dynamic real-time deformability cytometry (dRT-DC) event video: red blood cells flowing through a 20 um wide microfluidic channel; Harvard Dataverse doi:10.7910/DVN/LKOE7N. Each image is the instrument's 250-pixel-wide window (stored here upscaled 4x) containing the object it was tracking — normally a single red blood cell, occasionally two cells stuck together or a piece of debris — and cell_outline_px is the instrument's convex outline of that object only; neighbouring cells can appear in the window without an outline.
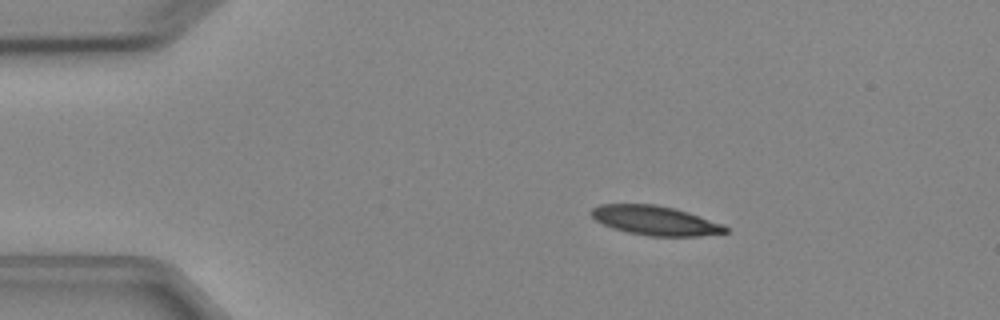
{"species": "Egyptian fruit bat (a non-hibernating species)", "species_latin": "Rousettus aegyptiacus", "temperature_condition": "cold", "stored_images_in_passage": 3, "camera_frame_rate_fps": 3000, "um_per_image_px": 0.085, "animal": {"sex": "female"}, "frame": {"image": 1, "passage_image": 1, "time_ms": 0.0, "image_size_px": [1000, 320], "cell_outline_px": [[728, 232], [700, 236], [648, 236], [628, 232], [612, 228], [596, 220], [588, 212], [592, 208], [600, 204], [656, 204], [676, 208], [724, 224], [728, 228]], "centroid_in_image_um": [55.7, 18.74], "position_along_channel_um": 29.3, "area_um2": 23.06}}
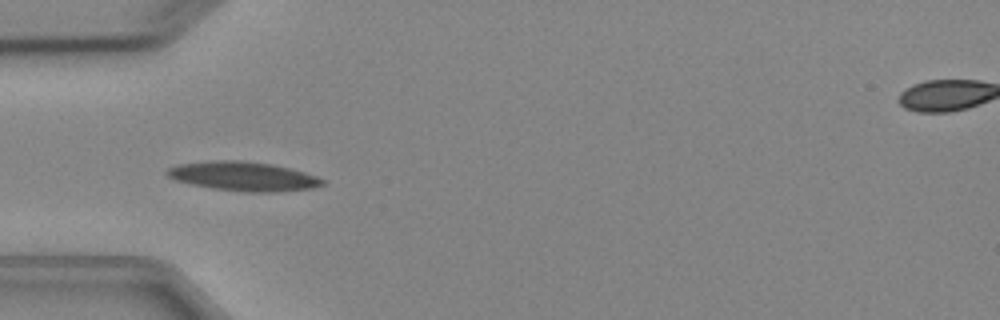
{"frame": {"image": 2, "passage_image": 3, "time_ms": 2.333, "image_size_px": [1000, 320], "cell_outline_px": [[324, 184], [312, 188], [276, 192], [244, 192], [212, 188], [192, 184], [176, 180], [168, 176], [164, 172], [168, 168], [176, 164], [208, 160], [244, 160], [272, 164], [304, 172], [316, 176], [324, 180]], "centroid_in_image_um": [20.64, 14.97], "position_along_channel_um": 64.4, "area_um2": 26.53}}